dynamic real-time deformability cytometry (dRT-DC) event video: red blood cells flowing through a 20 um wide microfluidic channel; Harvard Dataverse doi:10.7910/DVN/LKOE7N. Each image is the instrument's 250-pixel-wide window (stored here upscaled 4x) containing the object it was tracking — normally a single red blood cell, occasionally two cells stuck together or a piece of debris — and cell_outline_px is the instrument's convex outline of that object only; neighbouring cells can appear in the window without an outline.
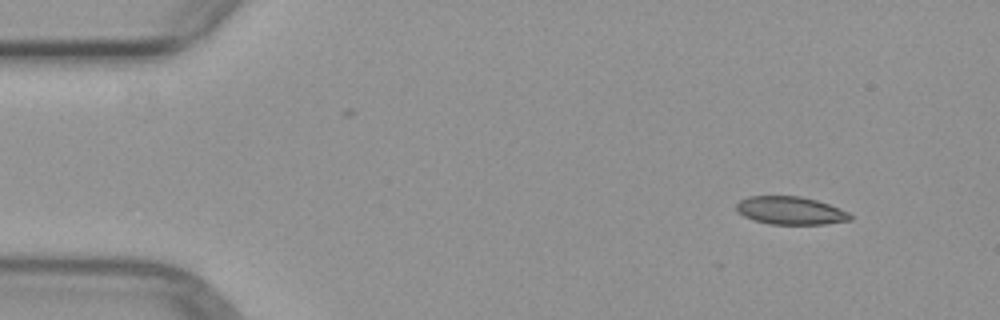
{"species": "common noctule bat (a hibernating species)", "species_latin": "Nyctalus noctula", "temperature_condition": "warm", "stored_images_in_passage": 6, "segment_of_instrument_passage": [2, 2], "camera_frame_rate_fps": 3000, "um_per_image_px": 0.085, "animal": {"sex": "female", "body_mass_g": 29.2, "forearm_length_mm": 56.3}, "frame": {"image": 1, "passage_image": 6, "time_ms": 6.667, "image_size_px": [1000, 320], "cell_outline_px": [[852, 220], [824, 224], [768, 224], [744, 216], [736, 212], [736, 204], [740, 200], [748, 196], [800, 196], [816, 200], [840, 208], [848, 212], [852, 216]], "centroid_in_image_um": [67.18, 17.89], "position_along_channel_um": 17.8, "area_um2": 18.55}}